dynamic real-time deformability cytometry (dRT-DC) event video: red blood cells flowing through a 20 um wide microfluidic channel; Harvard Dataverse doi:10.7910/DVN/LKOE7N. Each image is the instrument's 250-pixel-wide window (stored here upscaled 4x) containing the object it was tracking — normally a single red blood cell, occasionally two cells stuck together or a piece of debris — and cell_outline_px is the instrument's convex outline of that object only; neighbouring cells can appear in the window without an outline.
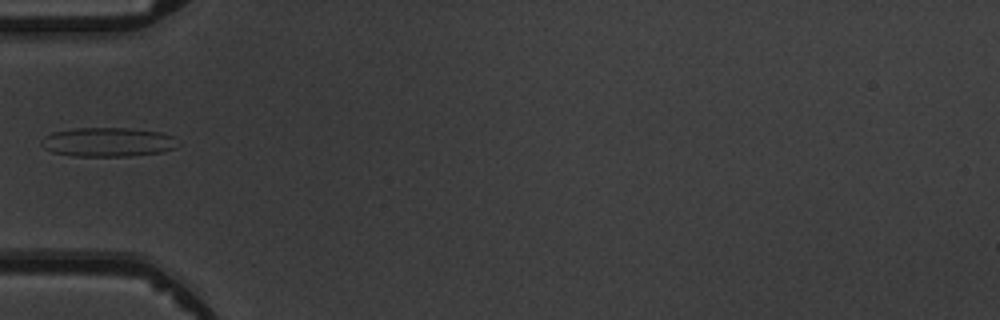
{"species": "common noctule bat (a hibernating species)", "species_latin": "Nyctalus noctula", "temperature_condition": "warm", "stored_images_in_passage": 4, "camera_frame_rate_fps": 3000, "um_per_image_px": 0.085, "animal": {"sex": "male", "body_mass_g": 19.5, "forearm_length_mm": 54.6}, "frame": {"image": 1, "passage_image": 3, "time_ms": 2.333, "image_size_px": [1000, 320], "cell_outline_px": [[180, 144], [176, 148], [160, 152], [128, 156], [76, 156], [52, 152], [44, 148], [40, 144], [40, 140], [44, 136], [52, 132], [76, 128], [128, 128], [160, 132], [172, 136]], "centroid_in_image_um": [9.15, 12.07], "position_along_channel_um": 75.9, "area_um2": 23.24}}